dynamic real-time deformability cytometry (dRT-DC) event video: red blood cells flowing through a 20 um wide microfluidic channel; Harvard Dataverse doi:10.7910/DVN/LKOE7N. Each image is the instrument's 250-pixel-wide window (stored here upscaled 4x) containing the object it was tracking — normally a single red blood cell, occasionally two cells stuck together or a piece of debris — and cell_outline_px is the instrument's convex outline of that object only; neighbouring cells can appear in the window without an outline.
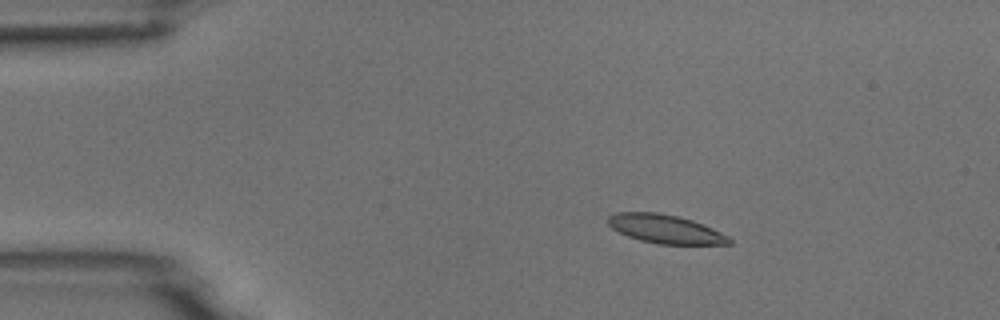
{"species": "common noctule bat (a hibernating species)", "species_latin": "Nyctalus noctula", "temperature_condition": "room temperature", "stored_images_in_passage": 4, "camera_frame_rate_fps": 3000, "um_per_image_px": 0.085, "animal": {"sex": "male", "body_mass_g": 18.8}, "frame": {"image": 1, "passage_image": 2, "time_ms": 0.333, "image_size_px": [1000, 320], "cell_outline_px": [[732, 244], [660, 244], [640, 240], [628, 236], [612, 228], [608, 224], [608, 216], [616, 212], [656, 212], [676, 216], [692, 220], [712, 228], [728, 236], [732, 240]], "centroid_in_image_um": [56.55, 19.46], "position_along_channel_um": 28.5, "area_um2": 20.06}}
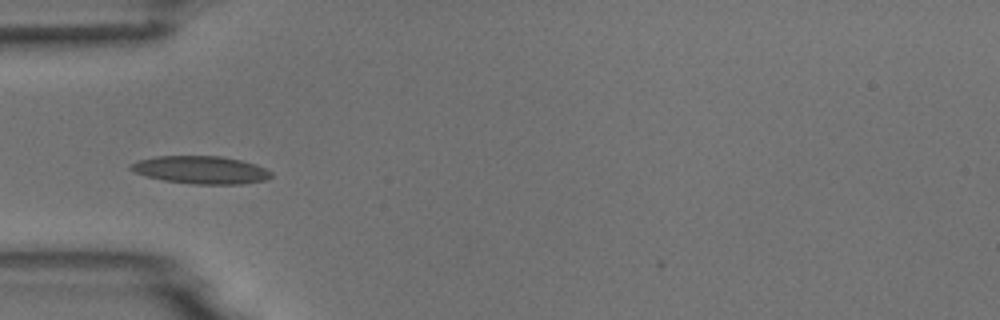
{"frame": {"image": 2, "passage_image": 4, "time_ms": 1.0, "image_size_px": [1000, 320], "cell_outline_px": [[272, 176], [264, 180], [240, 184], [192, 184], [164, 180], [148, 176], [136, 172], [128, 168], [128, 164], [140, 160], [156, 156], [224, 156], [256, 164], [272, 172]], "centroid_in_image_um": [17.08, 14.43], "position_along_channel_um": 67.9, "area_um2": 22.6}}